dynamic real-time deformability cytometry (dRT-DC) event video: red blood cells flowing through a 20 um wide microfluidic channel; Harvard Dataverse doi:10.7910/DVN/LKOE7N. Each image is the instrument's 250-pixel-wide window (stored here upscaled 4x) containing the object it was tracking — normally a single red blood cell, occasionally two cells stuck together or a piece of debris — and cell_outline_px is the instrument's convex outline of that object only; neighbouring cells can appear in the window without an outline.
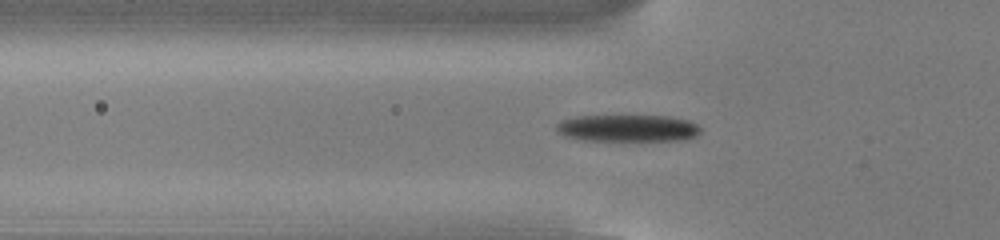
{"species": "common noctule bat (a hibernating species)", "species_latin": "Nyctalus noctula", "temperature_condition": "cold", "stored_images_in_passage": 54, "camera_frame_rate_fps": 3000, "um_per_image_px": 0.085, "animal": {"sex": "male", "body_mass_g": 13.0, "forearm_length_mm": 53.1}, "frame": {"image": 1, "passage_image": 18, "time_ms": 5.667, "image_size_px": [1000, 240], "cell_outline_px": [[700, 132], [696, 136], [684, 140], [584, 140], [564, 136], [556, 128], [556, 124], [560, 120], [576, 116], [668, 116], [688, 120], [696, 124], [700, 128]], "centroid_in_image_um": [53.36, 10.89], "position_along_channel_um": 72.4, "area_um2": 22.54}}
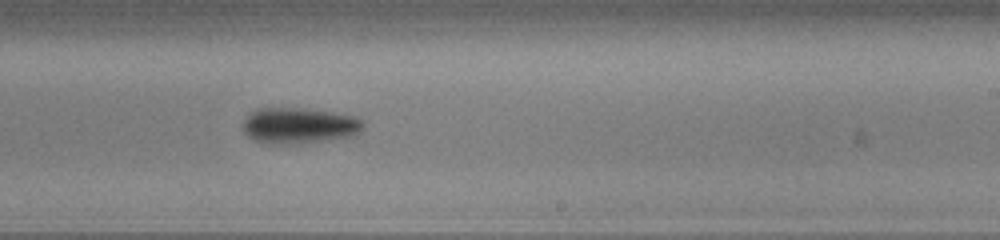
{"frame": {"image": 2, "passage_image": 33, "time_ms": 10.667, "image_size_px": [1000, 240], "cell_outline_px": [[364, 128], [360, 132], [352, 136], [296, 144], [268, 144], [256, 140], [248, 136], [244, 132], [244, 120], [256, 108], [296, 108], [352, 116], [360, 120], [364, 124]], "centroid_in_image_um": [25.39, 10.69], "position_along_channel_um": 263.6, "area_um2": 24.68}}
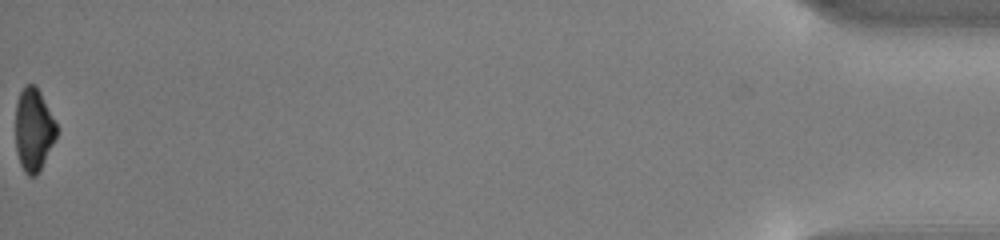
{"frame": {"image": 3, "passage_image": 54, "time_ms": 17.667, "image_size_px": [1000, 240], "cell_outline_px": [[56, 136], [36, 176], [28, 176], [24, 172], [20, 164], [16, 152], [16, 100], [24, 84], [32, 84], [40, 92], [56, 124]], "centroid_in_image_um": [2.82, 11.02], "position_along_channel_um": 432.4, "area_um2": 19.42}, "authors_computed_cell_mechanics": {"area_um2": 22.5709, "velocity_mm_per_s": 3.8264, "shape_relaxation_time_tau1_ms": 2.9141, "shape_relaxation_time_tau2_ms": null, "deformation_change_tau1": 0.1366, "deformation_change_tau2": null}}